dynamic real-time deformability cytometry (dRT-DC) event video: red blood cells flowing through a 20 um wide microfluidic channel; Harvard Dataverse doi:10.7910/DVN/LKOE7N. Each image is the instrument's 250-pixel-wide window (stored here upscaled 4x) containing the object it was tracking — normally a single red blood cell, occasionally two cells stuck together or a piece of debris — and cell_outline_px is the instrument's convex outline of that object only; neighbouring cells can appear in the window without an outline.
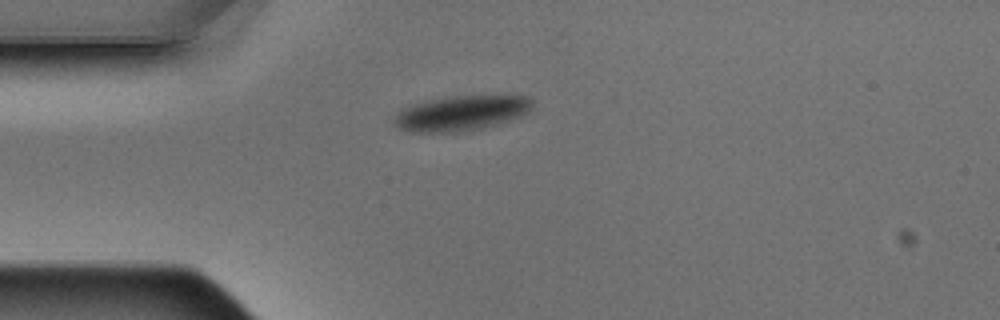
{"species": "Egyptian fruit bat (a non-hibernating species)", "species_latin": "Rousettus aegyptiacus", "temperature_condition": "warm", "stored_images_in_passage": 1, "camera_frame_rate_fps": 3000, "um_per_image_px": 0.085, "animal": {"sex": "male"}, "frame": {"image": 1, "passage_image": 1, "time_ms": 0.0, "image_size_px": [1000, 320], "cell_outline_px": [[532, 108], [528, 112], [520, 116], [500, 124], [484, 128], [464, 132], [412, 132], [396, 128], [392, 124], [392, 120], [400, 108], [408, 104], [428, 100], [452, 96], [528, 96], [532, 100]], "centroid_in_image_um": [39.13, 9.63], "position_along_channel_um": 45.9, "area_um2": 28.73}}